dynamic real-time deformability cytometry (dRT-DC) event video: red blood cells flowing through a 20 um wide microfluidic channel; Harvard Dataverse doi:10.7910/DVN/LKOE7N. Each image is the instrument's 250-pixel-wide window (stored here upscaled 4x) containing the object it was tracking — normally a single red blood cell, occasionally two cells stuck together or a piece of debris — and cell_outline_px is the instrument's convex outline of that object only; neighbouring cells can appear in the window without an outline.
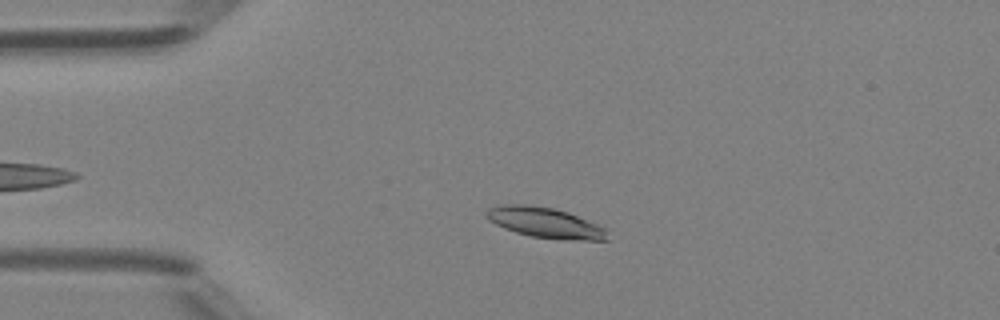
{"species": "Egyptian fruit bat (a non-hibernating species)", "species_latin": "Rousettus aegyptiacus", "temperature_condition": "room temperature", "stored_images_in_passage": 27, "camera_frame_rate_fps": 3000, "um_per_image_px": 0.085, "animal": {"sex": "female"}, "frame": {"image": 1, "passage_image": 6, "time_ms": 1.667, "image_size_px": [1000, 320], "cell_outline_px": [[608, 240], [580, 240], [532, 236], [516, 232], [504, 228], [488, 220], [484, 216], [484, 212], [488, 208], [504, 204], [528, 204], [552, 208], [568, 212], [596, 224], [604, 228]], "centroid_in_image_um": [46.26, 18.9], "position_along_channel_um": 38.7, "area_um2": 21.1}}
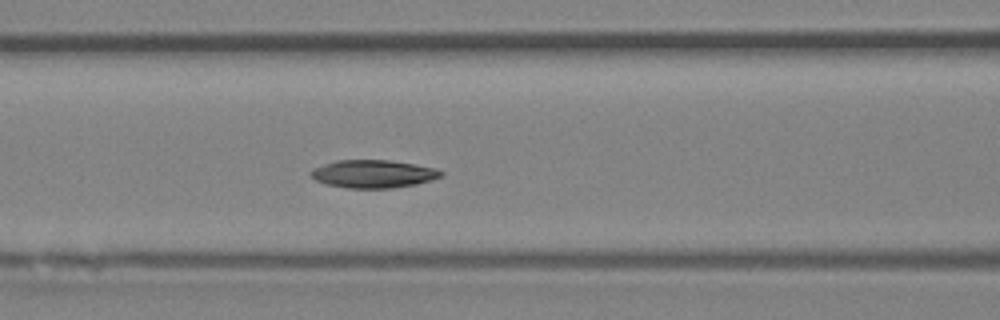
{"frame": {"image": 2, "passage_image": 15, "time_ms": 4.667, "image_size_px": [1000, 320], "cell_outline_px": [[444, 176], [432, 180], [416, 184], [392, 188], [348, 188], [328, 184], [316, 180], [312, 176], [312, 168], [336, 160], [388, 160], [416, 164], [436, 168], [444, 172]], "centroid_in_image_um": [31.79, 14.77], "position_along_channel_um": 134.8, "area_um2": 21.15}}
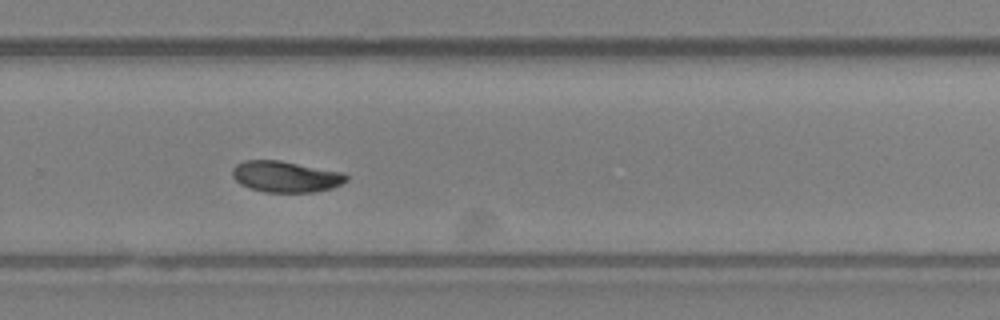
{"frame": {"image": 3, "passage_image": 27, "time_ms": 8.667, "image_size_px": [1000, 320], "cell_outline_px": [[348, 180], [332, 188], [312, 192], [264, 192], [248, 188], [240, 184], [232, 176], [232, 168], [236, 164], [244, 160], [280, 160], [344, 172], [348, 176]], "centroid_in_image_um": [24.27, 15.01], "position_along_channel_um": 305.5, "area_um2": 20.87}}